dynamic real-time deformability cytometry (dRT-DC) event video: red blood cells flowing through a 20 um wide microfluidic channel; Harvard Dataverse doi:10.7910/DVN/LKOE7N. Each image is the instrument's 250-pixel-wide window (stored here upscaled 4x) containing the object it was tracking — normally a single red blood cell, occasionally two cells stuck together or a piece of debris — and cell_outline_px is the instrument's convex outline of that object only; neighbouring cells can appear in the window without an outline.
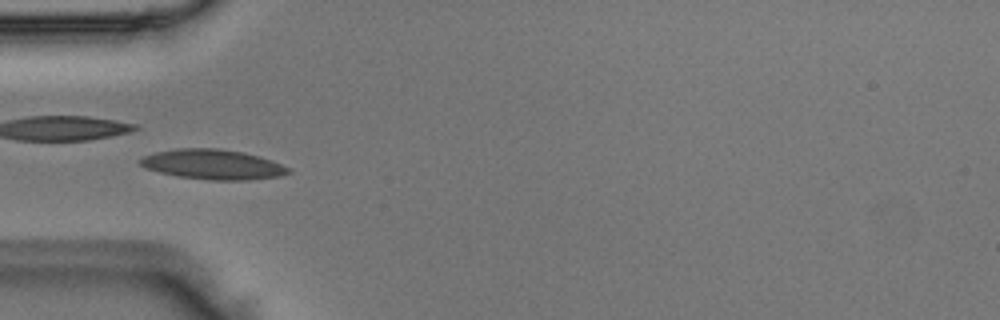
{"species": "Egyptian fruit bat (a non-hibernating species)", "species_latin": "Rousettus aegyptiacus", "temperature_condition": "room temperature", "stored_images_in_passage": 8, "camera_frame_rate_fps": 3000, "um_per_image_px": 0.085, "animal": {"sex": "male"}, "frame": {"image": 1, "passage_image": 5, "time_ms": 1.333, "image_size_px": [1000, 320], "cell_outline_px": [[292, 172], [280, 176], [248, 180], [208, 180], [176, 176], [144, 168], [140, 164], [140, 160], [144, 156], [156, 152], [176, 148], [220, 148], [244, 152], [260, 156], [272, 160], [292, 168]], "centroid_in_image_um": [18.14, 13.97], "position_along_channel_um": 66.9, "area_um2": 26.13}}
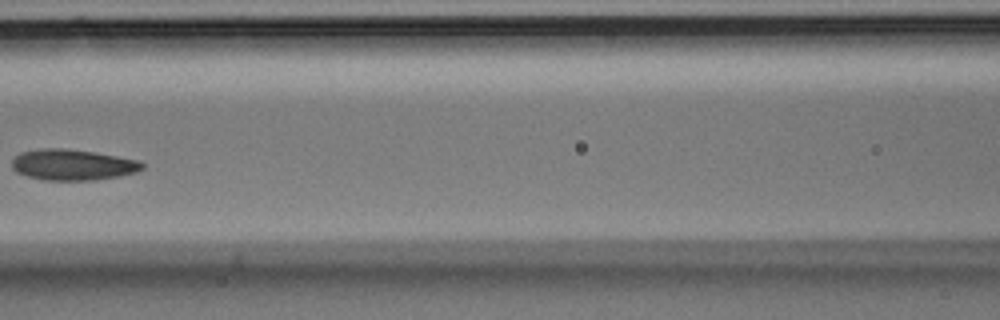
{"frame": {"image": 2, "passage_image": 7, "time_ms": 2.0, "image_size_px": [1000, 320], "cell_outline_px": [[144, 168], [136, 172], [120, 176], [96, 180], [44, 180], [28, 176], [16, 172], [12, 168], [12, 160], [20, 152], [40, 148], [64, 148], [96, 152], [140, 160], [144, 164]], "centroid_in_image_um": [6.19, 14.0], "position_along_channel_um": 160.4, "area_um2": 23.7}}
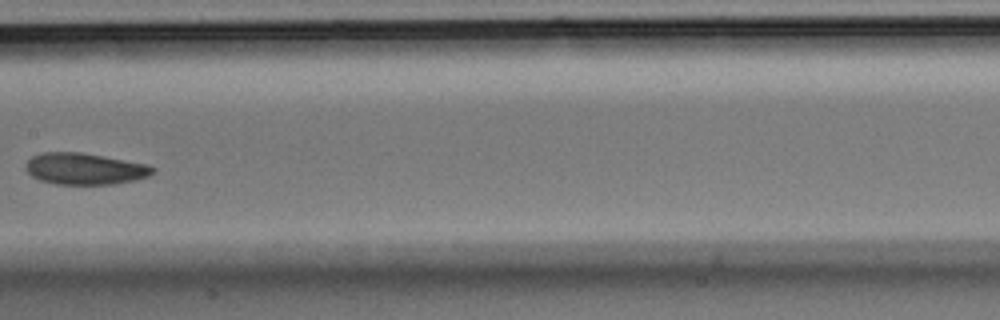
{"frame": {"image": 3, "passage_image": 8, "time_ms": 2.333, "image_size_px": [1000, 320], "cell_outline_px": [[156, 172], [148, 176], [136, 180], [112, 184], [56, 184], [40, 180], [32, 176], [24, 168], [24, 164], [32, 156], [44, 152], [80, 152], [104, 156], [144, 164], [156, 168]], "centroid_in_image_um": [7.19, 14.35], "position_along_channel_um": 200.2, "area_um2": 23.29}}